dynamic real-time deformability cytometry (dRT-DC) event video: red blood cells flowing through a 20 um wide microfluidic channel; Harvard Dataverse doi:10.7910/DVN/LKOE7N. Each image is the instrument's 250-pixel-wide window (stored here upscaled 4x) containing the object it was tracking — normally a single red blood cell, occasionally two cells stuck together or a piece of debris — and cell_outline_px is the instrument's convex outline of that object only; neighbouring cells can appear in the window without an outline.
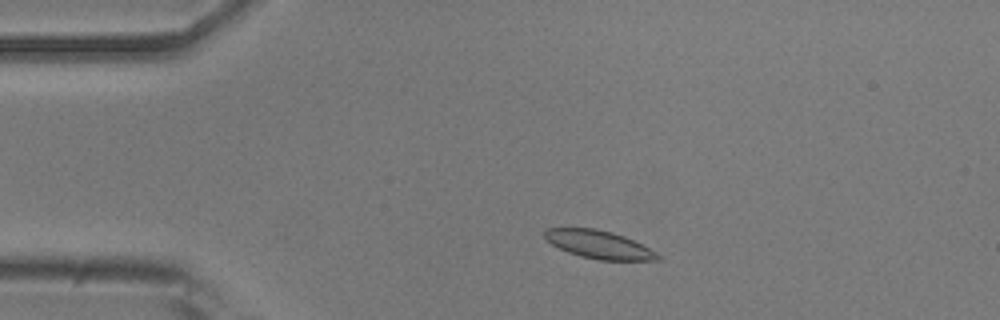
{"species": "common noctule bat (a hibernating species)", "species_latin": "Nyctalus noctula", "temperature_condition": "room temperature", "stored_images_in_passage": 9, "camera_frame_rate_fps": 3000, "um_per_image_px": 0.085, "animal": {"sex": "male", "body_mass_g": 20.5, "forearm_length_mm": 52.5}, "frame": {"image": 1, "passage_image": 3, "time_ms": 0.667, "image_size_px": [1000, 320], "cell_outline_px": [[660, 260], [600, 260], [580, 256], [568, 252], [552, 244], [544, 236], [544, 232], [548, 228], [596, 228], [612, 232], [624, 236], [656, 252], [660, 256]], "centroid_in_image_um": [50.9, 20.78], "position_along_channel_um": 34.1, "area_um2": 18.21}}